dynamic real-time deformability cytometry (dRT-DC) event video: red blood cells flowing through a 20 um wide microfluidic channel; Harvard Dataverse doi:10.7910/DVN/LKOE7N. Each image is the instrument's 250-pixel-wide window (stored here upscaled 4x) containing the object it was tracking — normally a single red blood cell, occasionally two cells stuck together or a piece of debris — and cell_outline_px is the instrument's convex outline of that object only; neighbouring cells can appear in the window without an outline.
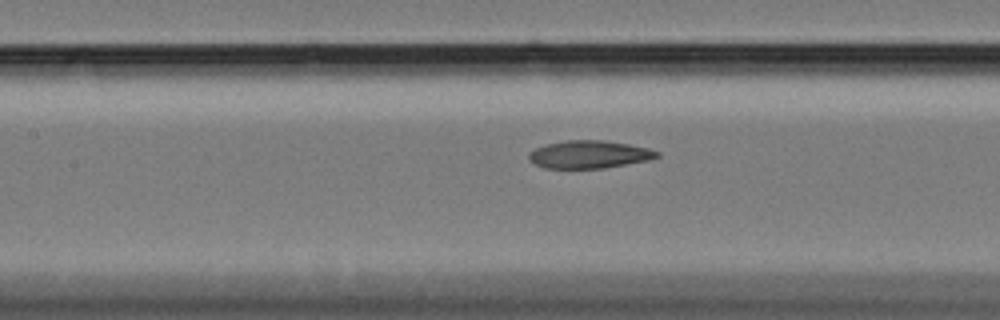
{"species": "Egyptian fruit bat (a non-hibernating species)", "species_latin": "Rousettus aegyptiacus", "temperature_condition": "cold", "stored_images_in_passage": 27, "camera_frame_rate_fps": 3000, "um_per_image_px": 0.085, "animal": {"sex": "female"}, "frame": {"image": 1, "passage_image": 6, "time_ms": 1.667, "image_size_px": [1000, 320], "cell_outline_px": [[660, 156], [648, 160], [604, 168], [544, 168], [536, 164], [528, 156], [528, 152], [544, 144], [568, 140], [604, 140], [628, 144], [648, 148], [660, 152]], "centroid_in_image_um": [50.09, 13.12], "position_along_channel_um": 157.3, "area_um2": 20.63}}
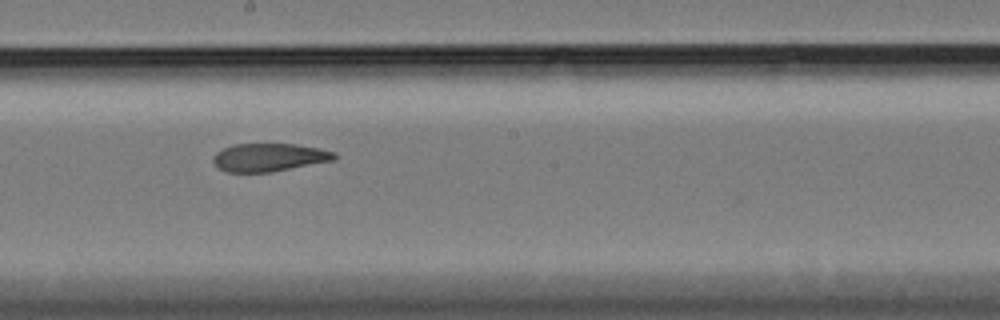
{"frame": {"image": 2, "passage_image": 12, "time_ms": 3.667, "image_size_px": [1000, 320], "cell_outline_px": [[336, 160], [272, 172], [228, 172], [220, 168], [212, 160], [212, 156], [216, 152], [232, 144], [296, 144], [320, 148], [336, 152]], "centroid_in_image_um": [22.91, 13.37], "position_along_channel_um": 225.3, "area_um2": 19.94}}
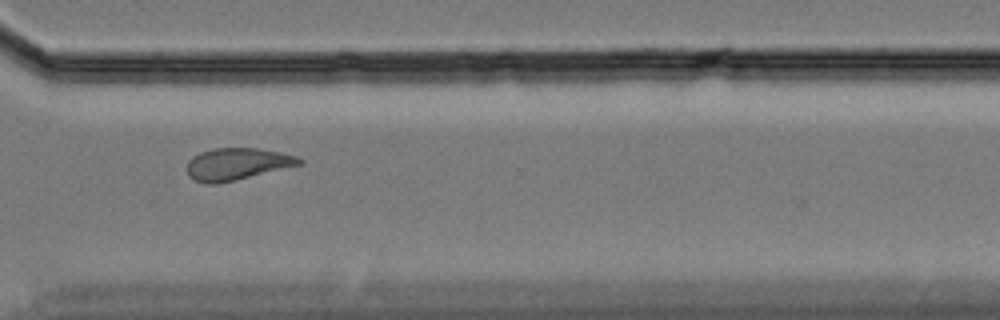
{"frame": {"image": 3, "passage_image": 23, "time_ms": 7.333, "image_size_px": [1000, 320], "cell_outline_px": [[304, 164], [236, 180], [216, 184], [204, 184], [188, 176], [188, 160], [192, 156], [200, 152], [212, 148], [256, 148], [280, 152], [296, 156], [304, 160]], "centroid_in_image_um": [20.16, 13.94], "position_along_channel_um": 350.4, "area_um2": 21.1}}